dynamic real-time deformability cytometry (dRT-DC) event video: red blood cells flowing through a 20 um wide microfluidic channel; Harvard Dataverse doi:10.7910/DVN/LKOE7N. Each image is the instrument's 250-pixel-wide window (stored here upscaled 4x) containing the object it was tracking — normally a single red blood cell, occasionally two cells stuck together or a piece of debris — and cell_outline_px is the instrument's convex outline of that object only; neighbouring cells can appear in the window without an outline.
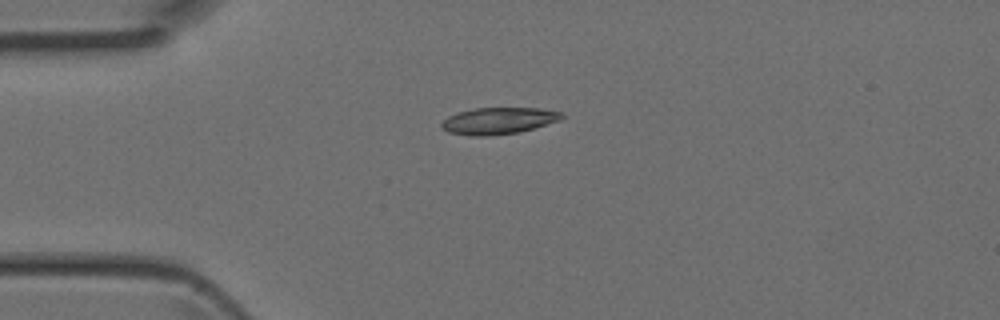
{"species": "Egyptian fruit bat (a non-hibernating species)", "species_latin": "Rousettus aegyptiacus", "temperature_condition": "room temperature", "stored_images_in_passage": 3, "camera_frame_rate_fps": 3000, "um_per_image_px": 0.085, "animal": {"sex": "female"}, "frame": {"image": 1, "passage_image": 3, "time_ms": 0.667, "image_size_px": [1000, 320], "cell_outline_px": [[564, 116], [560, 120], [520, 132], [488, 136], [468, 136], [448, 132], [440, 128], [440, 124], [448, 116], [456, 112], [476, 108], [540, 108], [564, 112]], "centroid_in_image_um": [42.35, 10.27], "position_along_channel_um": 42.7, "area_um2": 18.9}}